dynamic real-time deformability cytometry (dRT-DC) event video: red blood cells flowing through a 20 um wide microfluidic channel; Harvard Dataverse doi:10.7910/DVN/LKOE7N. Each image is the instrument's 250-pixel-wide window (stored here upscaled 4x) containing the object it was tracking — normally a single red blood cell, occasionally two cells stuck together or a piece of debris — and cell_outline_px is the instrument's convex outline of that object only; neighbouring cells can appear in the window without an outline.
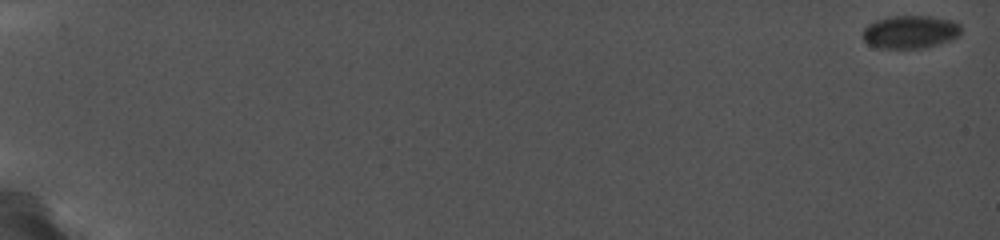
{"species": "common noctule bat (a hibernating species)", "species_latin": "Nyctalus noctula", "temperature_condition": "cold", "stored_images_in_passage": 42, "camera_frame_rate_fps": 5000, "um_per_image_px": 0.085, "animal": {"sex": "female", "body_mass_g": 19.0, "forearm_length_mm": 56.7}, "frame": {"image": 1, "passage_image": 1, "time_ms": 0.0, "image_size_px": [1000, 240], "cell_outline_px": [[960, 32], [956, 36], [948, 40], [924, 48], [876, 48], [868, 44], [864, 40], [864, 28], [868, 24], [876, 20], [888, 16], [932, 16], [952, 20], [960, 24]], "centroid_in_image_um": [77.34, 2.7], "position_along_channel_um": 7.7, "area_um2": 18.79}}
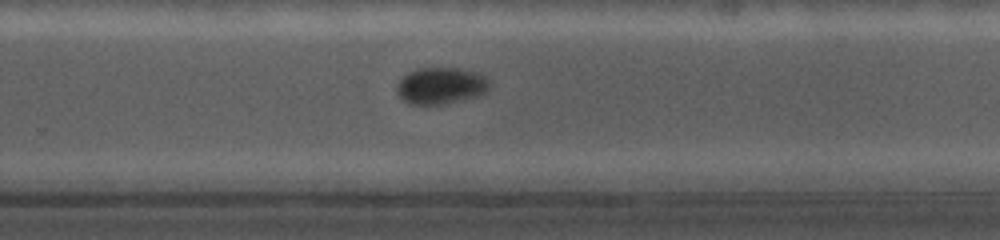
{"frame": {"image": 2, "passage_image": 32, "time_ms": 13.6, "image_size_px": [1000, 240], "cell_outline_px": [[484, 88], [480, 92], [440, 104], [412, 104], [400, 96], [400, 84], [404, 76], [416, 68], [456, 68], [472, 72], [484, 76]], "centroid_in_image_um": [37.36, 7.25], "position_along_channel_um": 292.4, "area_um2": 17.92}}
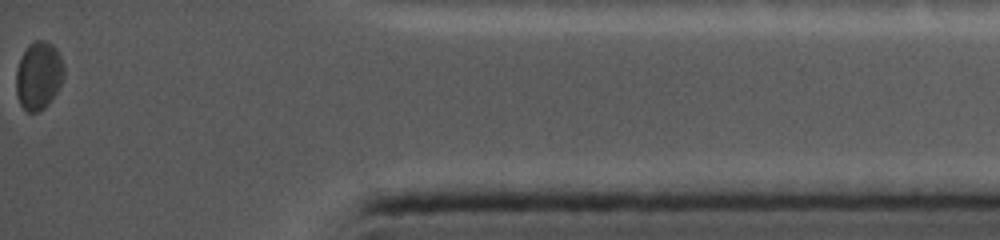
{"frame": {"image": 3, "passage_image": 42, "time_ms": 18.0, "image_size_px": [1000, 240], "cell_outline_px": [[64, 72], [52, 96], [36, 112], [28, 112], [20, 104], [16, 88], [16, 72], [20, 60], [24, 52], [36, 40], [44, 40], [56, 52], [60, 60]], "centroid_in_image_um": [3.22, 6.43], "position_along_channel_um": 432.0, "area_um2": 17.46}}